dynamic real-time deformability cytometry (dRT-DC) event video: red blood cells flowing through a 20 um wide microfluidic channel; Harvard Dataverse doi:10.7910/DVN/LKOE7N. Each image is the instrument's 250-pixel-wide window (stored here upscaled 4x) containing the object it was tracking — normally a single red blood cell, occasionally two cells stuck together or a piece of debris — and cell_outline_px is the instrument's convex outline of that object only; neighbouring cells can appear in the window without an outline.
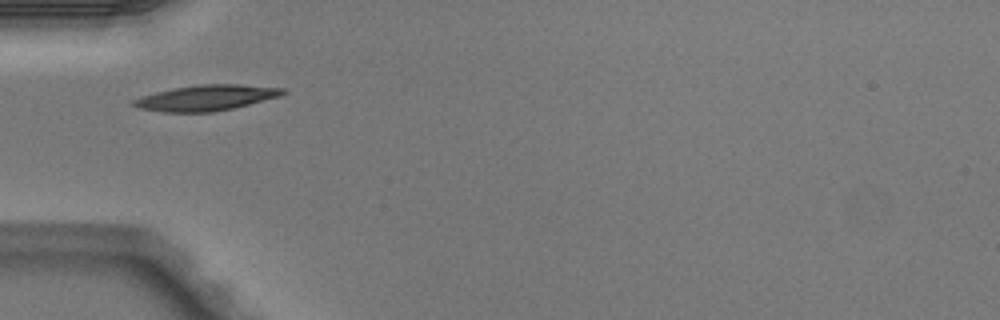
{"species": "Egyptian fruit bat (a non-hibernating species)", "species_latin": "Rousettus aegyptiacus", "temperature_condition": "warm", "stored_images_in_passage": 1, "camera_frame_rate_fps": 3000, "um_per_image_px": 0.085, "animal": {"sex": "male"}, "frame": {"image": 1, "passage_image": 1, "time_ms": 0.0, "image_size_px": [1000, 320], "cell_outline_px": [[288, 92], [284, 96], [232, 108], [212, 112], [164, 112], [140, 108], [132, 104], [132, 100], [140, 96], [156, 92], [176, 88], [200, 84], [240, 84], [284, 88]], "centroid_in_image_um": [17.59, 8.31], "position_along_channel_um": 67.4, "area_um2": 22.31}}